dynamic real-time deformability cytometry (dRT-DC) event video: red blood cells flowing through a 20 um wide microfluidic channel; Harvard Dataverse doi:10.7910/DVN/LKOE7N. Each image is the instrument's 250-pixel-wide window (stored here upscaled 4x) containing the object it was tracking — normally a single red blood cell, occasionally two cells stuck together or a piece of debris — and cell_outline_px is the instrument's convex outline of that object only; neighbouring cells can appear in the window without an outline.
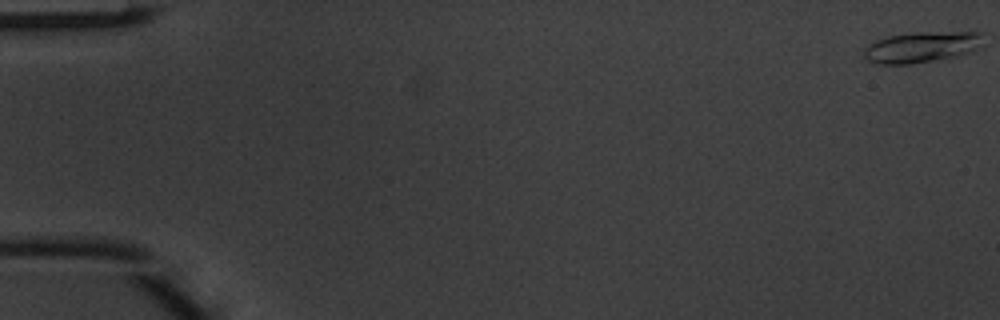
{"species": "common noctule bat (a hibernating species)", "species_latin": "Nyctalus noctula", "temperature_condition": "warm", "stored_images_in_passage": 4, "camera_frame_rate_fps": 3000, "um_per_image_px": 0.085, "animal": {"sex": "male", "body_mass_g": 20.1, "forearm_length_mm": 53.5}, "frame": {"image": 1, "passage_image": 1, "time_ms": 0.0, "image_size_px": [1000, 320], "cell_outline_px": [[980, 32], [976, 48], [968, 52], [956, 56], [912, 64], [876, 64], [868, 60], [864, 56], [864, 48], [876, 40], [888, 36], [912, 32]], "centroid_in_image_um": [78.21, 4.01], "position_along_channel_um": 6.8, "area_um2": 20.98}}